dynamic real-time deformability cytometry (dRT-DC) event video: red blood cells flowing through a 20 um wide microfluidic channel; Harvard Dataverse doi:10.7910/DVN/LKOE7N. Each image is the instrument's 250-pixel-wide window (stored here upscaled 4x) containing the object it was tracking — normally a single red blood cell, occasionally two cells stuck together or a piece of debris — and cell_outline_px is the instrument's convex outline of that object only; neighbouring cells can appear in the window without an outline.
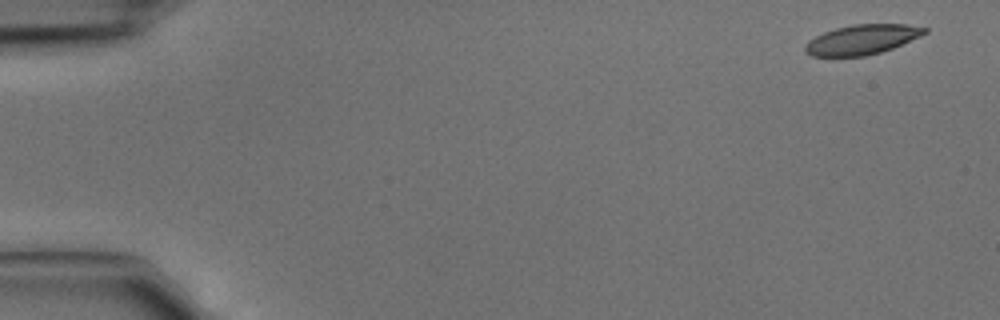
{"species": "common noctule bat (a hibernating species)", "species_latin": "Nyctalus noctula", "temperature_condition": "cold", "stored_images_in_passage": 4, "camera_frame_rate_fps": 3000, "um_per_image_px": 0.085, "animal": {"sex": "male", "body_mass_g": 15.6}, "frame": {"image": 1, "passage_image": 1, "time_ms": 0.0, "image_size_px": [1000, 320], "cell_outline_px": [[928, 32], [920, 36], [892, 48], [880, 52], [864, 56], [812, 56], [804, 52], [804, 48], [808, 40], [824, 32], [836, 28], [852, 24], [908, 24], [928, 28]], "centroid_in_image_um": [73.26, 3.35], "position_along_channel_um": 11.7, "area_um2": 20.69}}
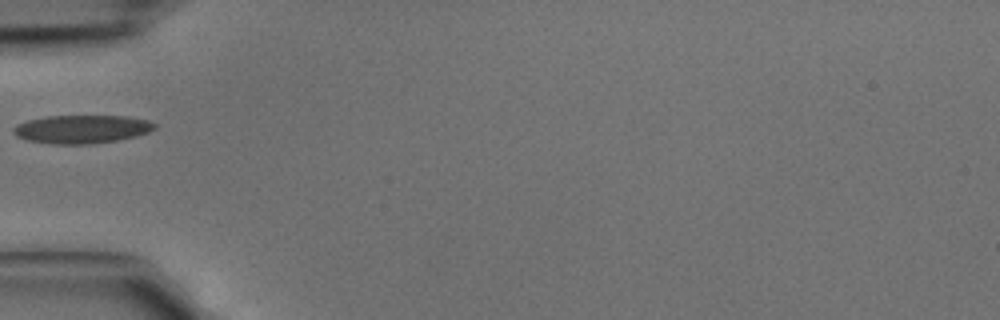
{"frame": {"image": 2, "passage_image": 4, "time_ms": 1.0, "image_size_px": [1000, 320], "cell_outline_px": [[156, 128], [148, 132], [136, 136], [116, 140], [92, 144], [52, 144], [28, 140], [16, 136], [12, 132], [12, 128], [16, 124], [28, 120], [48, 116], [128, 116], [148, 120], [156, 124]], "centroid_in_image_um": [6.94, 10.98], "position_along_channel_um": 78.1, "area_um2": 23.35}}